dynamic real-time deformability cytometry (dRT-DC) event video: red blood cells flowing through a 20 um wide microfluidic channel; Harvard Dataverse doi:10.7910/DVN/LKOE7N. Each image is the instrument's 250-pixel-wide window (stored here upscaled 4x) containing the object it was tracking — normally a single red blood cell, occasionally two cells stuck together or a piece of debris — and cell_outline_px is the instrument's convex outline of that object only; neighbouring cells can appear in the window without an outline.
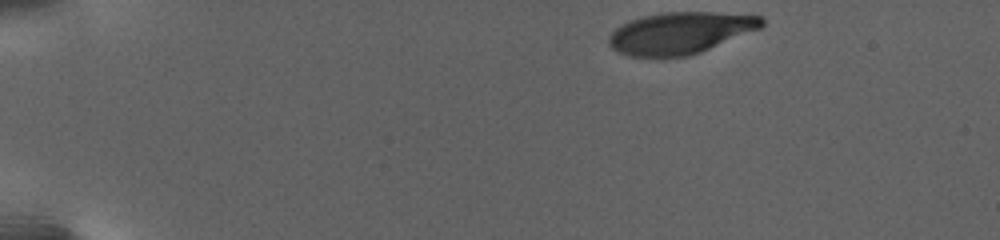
{"species": "human", "species_latin": "Homo sapiens", "temperature_condition": "warm", "stored_images_in_passage": 28, "camera_frame_rate_fps": 3000, "um_per_image_px": 0.085, "donor": {"sex": "female"}, "frame": {"image": 1, "passage_image": 1, "time_ms": 0.0, "image_size_px": [1000, 240], "cell_outline_px": [[764, 24], [760, 28], [700, 52], [688, 56], [660, 60], [628, 56], [612, 48], [608, 44], [608, 36], [620, 24], [628, 20], [660, 12], [712, 12], [760, 16], [764, 20]], "centroid_in_image_um": [57.74, 2.83], "position_along_channel_um": 27.3, "area_um2": 37.8}}
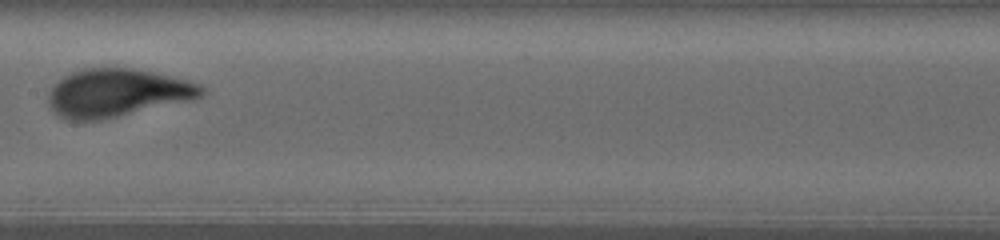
{"frame": {"image": 2, "passage_image": 16, "time_ms": 10.333, "image_size_px": [1000, 240], "cell_outline_px": [[204, 92], [200, 96], [192, 100], [100, 120], [68, 120], [60, 116], [52, 108], [48, 100], [48, 96], [52, 88], [64, 76], [72, 72], [84, 68], [132, 68], [172, 76], [188, 80], [200, 84], [204, 88]], "centroid_in_image_um": [9.98, 7.89], "position_along_channel_um": 197.4, "area_um2": 42.43}}
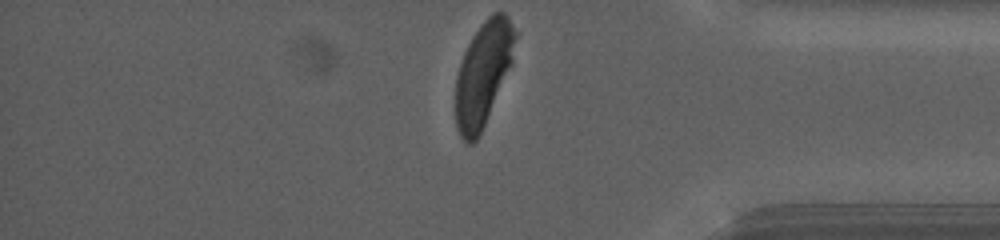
{"frame": {"image": 3, "passage_image": 28, "time_ms": 18.333, "image_size_px": [1000, 240], "cell_outline_px": [[516, 36], [512, 64], [484, 124], [476, 140], [472, 144], [468, 144], [460, 136], [456, 128], [456, 76], [464, 52], [472, 36], [480, 24], [492, 12], [504, 12], [508, 16], [516, 32]], "centroid_in_image_um": [41.07, 6.23], "position_along_channel_um": 394.1, "area_um2": 35.89}, "authors_computed_cell_mechanics": {"area_um2": 40.5178, "velocity_mm_per_s": 2.6521, "shape_relaxation_time_tau1_ms": 3.807, "shape_relaxation_time_tau2_ms": null, "deformation_change_tau1": 0.1866, "deformation_change_tau2": null}}